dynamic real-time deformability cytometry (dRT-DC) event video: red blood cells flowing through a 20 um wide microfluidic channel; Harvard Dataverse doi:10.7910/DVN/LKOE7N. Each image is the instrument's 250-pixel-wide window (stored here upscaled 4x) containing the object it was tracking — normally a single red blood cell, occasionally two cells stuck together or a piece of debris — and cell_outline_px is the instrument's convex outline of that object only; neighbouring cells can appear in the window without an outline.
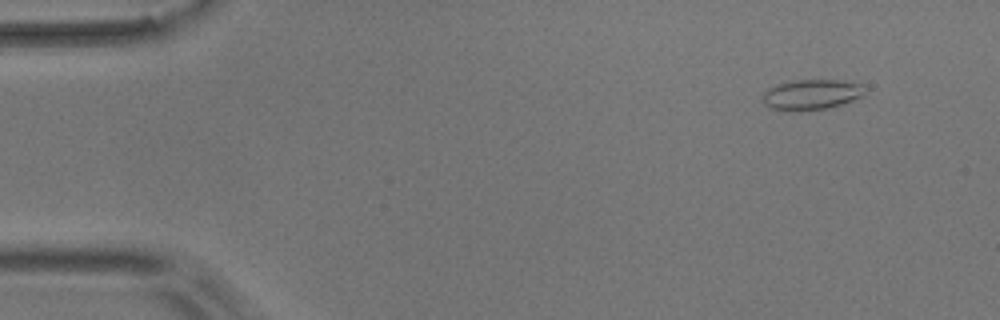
{"species": "common noctule bat (a hibernating species)", "species_latin": "Nyctalus noctula", "temperature_condition": "room temperature", "stored_images_in_passage": 55, "camera_frame_rate_fps": 3000, "um_per_image_px": 0.085, "animal": {"sex": "male", "body_mass_g": 17.9}, "frame": {"image": 1, "passage_image": 5, "time_ms": 1.333, "image_size_px": [1000, 320], "cell_outline_px": [[868, 92], [864, 96], [828, 108], [788, 112], [772, 108], [764, 104], [764, 92], [768, 88], [780, 84], [796, 80], [836, 80], [864, 84], [868, 88]], "centroid_in_image_um": [69.04, 8.04], "position_along_channel_um": 16.0, "area_um2": 18.15}}
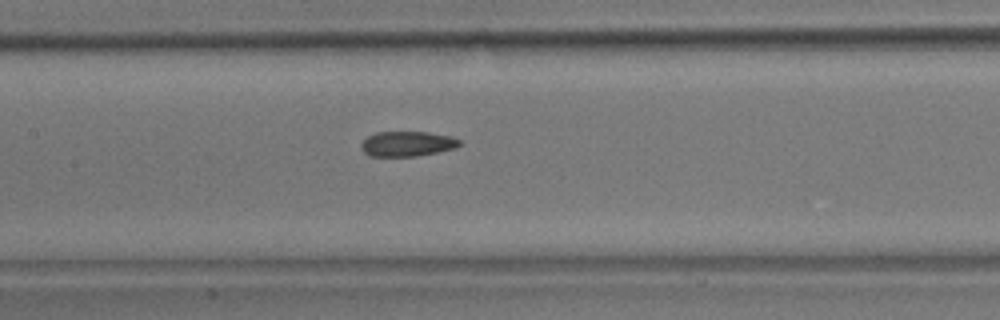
{"frame": {"image": 2, "passage_image": 26, "time_ms": 8.333, "image_size_px": [1000, 320], "cell_outline_px": [[460, 144], [456, 148], [416, 156], [368, 156], [360, 148], [360, 144], [368, 136], [376, 132], [428, 132], [452, 136], [460, 140]], "centroid_in_image_um": [34.6, 12.22], "position_along_channel_um": 172.8, "area_um2": 14.39}}
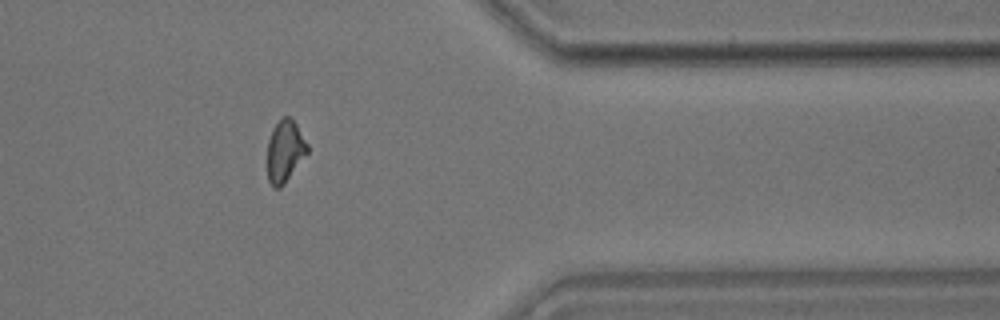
{"frame": {"image": 3, "passage_image": 45, "time_ms": 14.667, "image_size_px": [1000, 320], "cell_outline_px": [[308, 152], [284, 184], [280, 188], [272, 188], [268, 180], [268, 140], [272, 128], [284, 116], [292, 116], [308, 144]], "centroid_in_image_um": [24.22, 12.83], "position_along_channel_um": 387.2, "area_um2": 14.51}, "authors_computed_cell_mechanics": {"area_um2": 15.0858, "velocity_mm_per_s": 3.6513, "shape_relaxation_time_tau1_ms": null, "shape_relaxation_time_tau2_ms": 2.9266, "deformation_change_tau1": null, "deformation_change_tau2": 0.101}}